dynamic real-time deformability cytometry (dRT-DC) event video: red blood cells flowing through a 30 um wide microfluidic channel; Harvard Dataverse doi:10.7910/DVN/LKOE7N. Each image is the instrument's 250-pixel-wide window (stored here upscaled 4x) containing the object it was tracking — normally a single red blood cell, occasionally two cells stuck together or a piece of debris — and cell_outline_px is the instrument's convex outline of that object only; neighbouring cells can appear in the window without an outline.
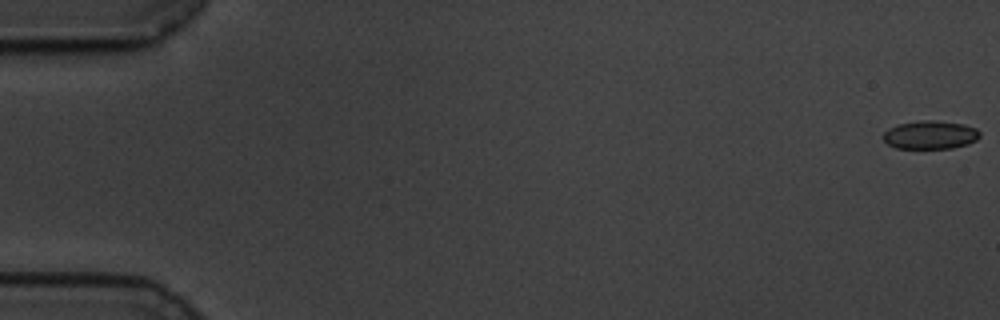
{"species": "common noctule bat (a hibernating species)", "species_latin": "Nyctalus noctula", "temperature_condition": "cold", "stored_images_in_passage": 59, "camera_frame_rate_fps": 3000, "um_per_image_px": 0.085, "animal": {"sex": "male", "body_mass_g": 19.5, "forearm_length_mm": 54.6}, "frame": {"image": 1, "passage_image": 1, "time_ms": 0.0, "image_size_px": [1000, 320], "cell_outline_px": [[980, 136], [976, 140], [968, 144], [952, 148], [896, 148], [888, 144], [884, 140], [884, 132], [888, 128], [896, 124], [920, 120], [936, 120], [964, 124], [976, 128], [980, 132]], "centroid_in_image_um": [79.08, 11.45], "position_along_channel_um": 5.9, "area_um2": 16.07}}
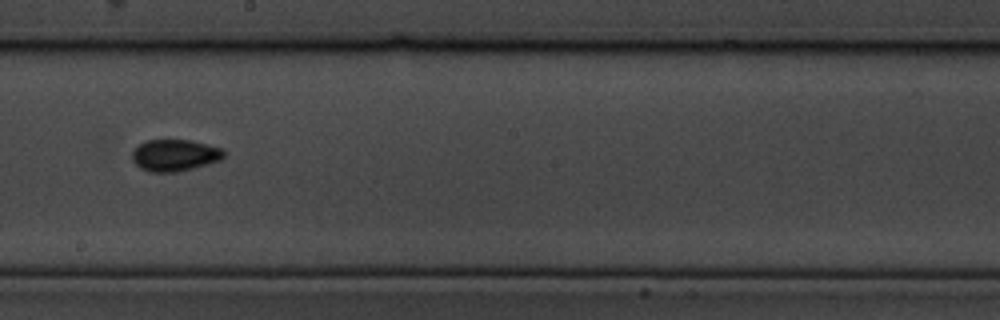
{"frame": {"image": 2, "passage_image": 34, "time_ms": 11.0, "image_size_px": [1000, 320], "cell_outline_px": [[224, 156], [220, 160], [192, 168], [176, 172], [152, 172], [140, 168], [132, 160], [132, 152], [140, 144], [148, 140], [192, 140], [224, 148]], "centroid_in_image_um": [14.87, 13.19], "position_along_channel_um": 233.3, "area_um2": 16.88}}
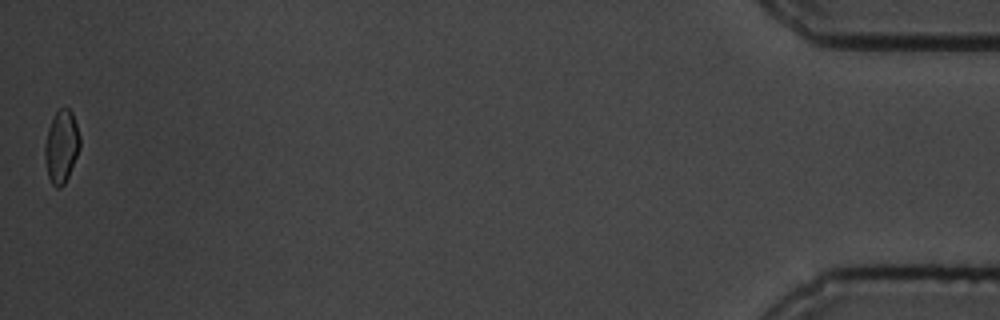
{"frame": {"image": 3, "passage_image": 59, "time_ms": 19.333, "image_size_px": [1000, 320], "cell_outline_px": [[80, 148], [68, 176], [64, 184], [60, 188], [56, 188], [52, 184], [48, 176], [44, 156], [44, 144], [48, 128], [56, 112], [60, 108], [68, 108], [72, 112], [80, 136]], "centroid_in_image_um": [5.21, 12.46], "position_along_channel_um": 430.0, "area_um2": 14.8}, "authors_computed_cell_mechanics": {"area_um2": 16.0684, "velocity_mm_per_s": 3.4515, "shape_relaxation_time_tau1_ms": 2.6158, "shape_relaxation_time_tau2_ms": null, "deformation_change_tau1": 0.0613, "deformation_change_tau2": null}}